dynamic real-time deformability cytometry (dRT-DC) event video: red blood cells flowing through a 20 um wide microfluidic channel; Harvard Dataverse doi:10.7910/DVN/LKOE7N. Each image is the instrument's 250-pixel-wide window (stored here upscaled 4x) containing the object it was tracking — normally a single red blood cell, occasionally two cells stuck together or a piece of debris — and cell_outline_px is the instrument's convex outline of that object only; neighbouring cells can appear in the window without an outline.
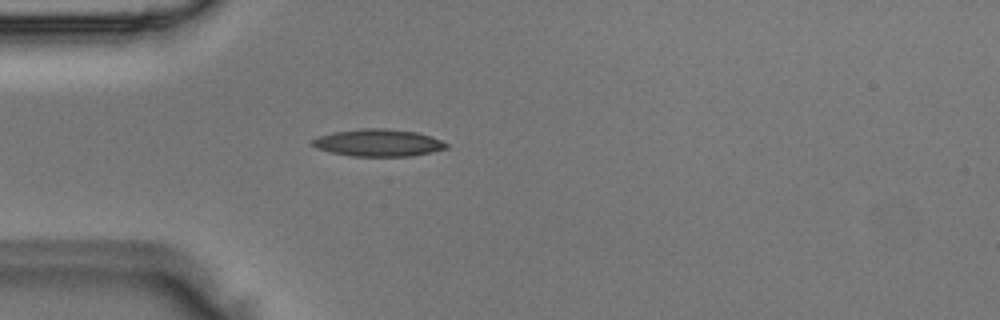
{"species": "Egyptian fruit bat (a non-hibernating species)", "species_latin": "Rousettus aegyptiacus", "temperature_condition": "room temperature", "stored_images_in_passage": 1, "camera_frame_rate_fps": 3000, "um_per_image_px": 0.085, "animal": {"sex": "male"}, "frame": {"image": 1, "passage_image": 1, "time_ms": 0.0, "image_size_px": [1000, 320], "cell_outline_px": [[448, 148], [432, 152], [412, 156], [352, 156], [332, 152], [316, 148], [312, 144], [312, 140], [320, 136], [332, 132], [360, 128], [384, 128], [416, 132], [440, 140], [448, 144]], "centroid_in_image_um": [32.15, 12.13], "position_along_channel_um": 52.8, "area_um2": 21.1}}